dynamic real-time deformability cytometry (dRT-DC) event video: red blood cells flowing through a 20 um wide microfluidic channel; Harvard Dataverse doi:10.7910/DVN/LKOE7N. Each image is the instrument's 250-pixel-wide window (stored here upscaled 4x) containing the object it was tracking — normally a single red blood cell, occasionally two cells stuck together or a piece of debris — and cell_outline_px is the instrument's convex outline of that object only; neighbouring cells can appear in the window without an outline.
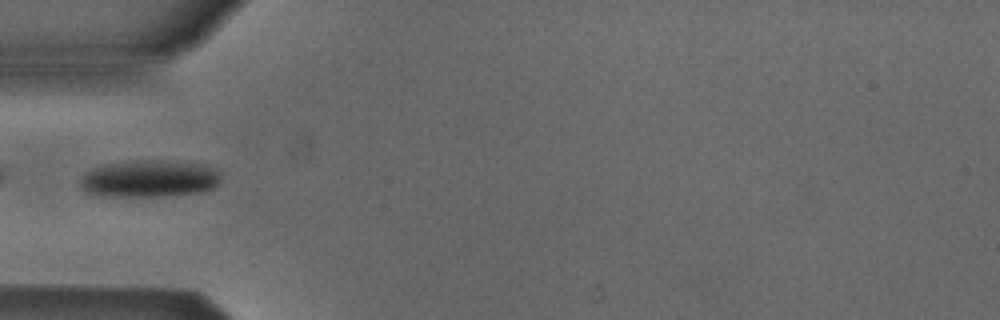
{"species": "Egyptian fruit bat (a non-hibernating species)", "species_latin": "Rousettus aegyptiacus", "temperature_condition": "cold", "stored_images_in_passage": 5, "camera_frame_rate_fps": 3000, "um_per_image_px": 0.085, "animal": {"sex": "male"}, "frame": {"image": 1, "passage_image": 5, "time_ms": 4.667, "image_size_px": [1000, 320], "cell_outline_px": [[220, 180], [216, 188], [204, 192], [164, 196], [100, 196], [84, 192], [80, 188], [80, 180], [92, 168], [104, 164], [136, 160], [160, 160], [204, 164], [220, 172]], "centroid_in_image_um": [12.71, 15.2], "position_along_channel_um": 72.3, "area_um2": 30.81}}